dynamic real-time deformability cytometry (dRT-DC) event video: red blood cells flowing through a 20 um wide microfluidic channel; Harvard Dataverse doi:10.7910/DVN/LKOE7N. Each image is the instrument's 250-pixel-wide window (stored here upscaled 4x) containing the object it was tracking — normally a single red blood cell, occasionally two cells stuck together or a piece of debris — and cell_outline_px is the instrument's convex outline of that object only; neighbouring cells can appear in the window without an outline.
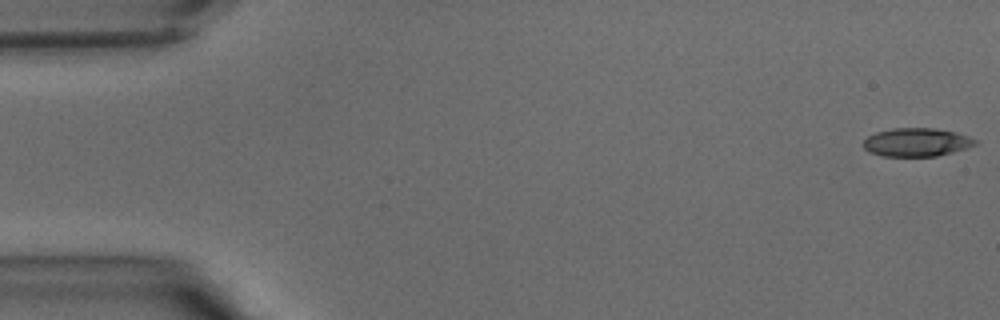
{"species": "common noctule bat (a hibernating species)", "species_latin": "Nyctalus noctula", "temperature_condition": "warm", "stored_images_in_passage": 36, "camera_frame_rate_fps": 3000, "um_per_image_px": 0.085, "animal": {"sex": "male", "body_mass_g": 15.6}, "frame": {"image": 1, "passage_image": 1, "time_ms": 0.0, "image_size_px": [1000, 320], "cell_outline_px": [[976, 144], [952, 152], [936, 156], [884, 156], [868, 152], [864, 148], [864, 140], [868, 136], [876, 132], [892, 128], [932, 128], [956, 132], [968, 136], [976, 140]], "centroid_in_image_um": [77.87, 12.09], "position_along_channel_um": 7.1, "area_um2": 18.32}}
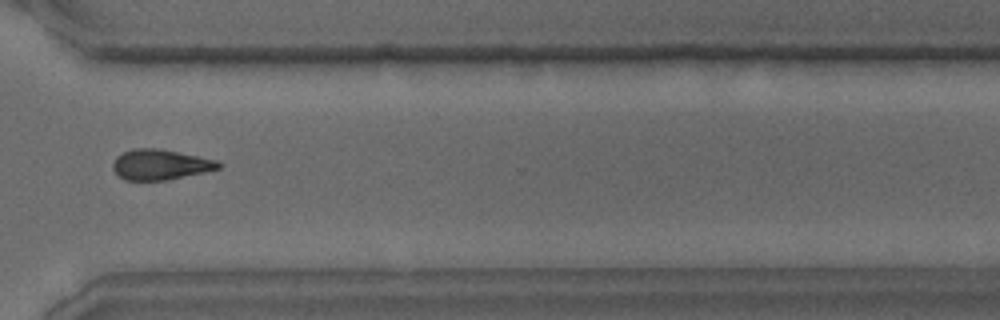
{"frame": {"image": 2, "passage_image": 30, "time_ms": 9.667, "image_size_px": [1000, 320], "cell_outline_px": [[224, 164], [220, 168], [204, 172], [168, 180], [124, 180], [116, 176], [112, 168], [112, 164], [116, 156], [132, 148], [156, 148], [216, 160]], "centroid_in_image_um": [13.58, 14.0], "position_along_channel_um": 357.0, "area_um2": 18.73}}
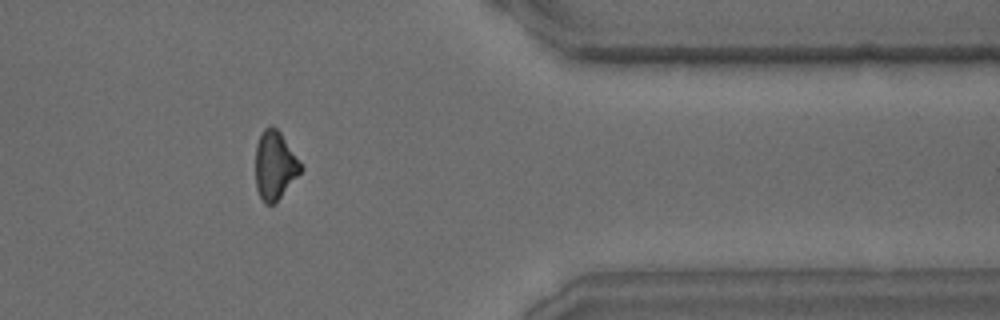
{"frame": {"image": 3, "passage_image": 33, "time_ms": 10.667, "image_size_px": [1000, 320], "cell_outline_px": [[304, 168], [280, 196], [272, 204], [264, 204], [256, 188], [256, 144], [260, 132], [264, 128], [272, 124], [280, 132], [304, 164]], "centroid_in_image_um": [23.37, 14.0], "position_along_channel_um": 388.0, "area_um2": 18.15}}